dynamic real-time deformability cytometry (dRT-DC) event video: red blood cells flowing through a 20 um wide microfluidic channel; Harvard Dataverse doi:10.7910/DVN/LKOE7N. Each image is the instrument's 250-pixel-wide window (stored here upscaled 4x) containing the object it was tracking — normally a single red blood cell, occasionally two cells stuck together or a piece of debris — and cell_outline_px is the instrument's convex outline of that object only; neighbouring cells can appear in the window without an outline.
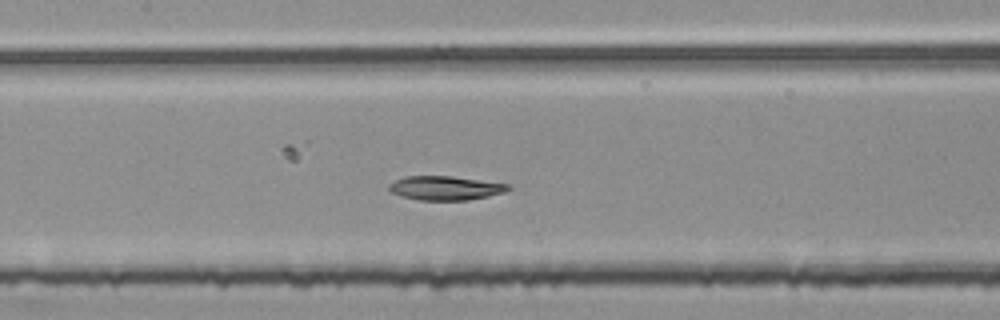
{"species": "common noctule bat (a hibernating species)", "species_latin": "Nyctalus noctula", "temperature_condition": "room temperature", "stored_images_in_passage": 49, "segment_of_instrument_passage": [2, 2], "camera_frame_rate_fps": 3000, "um_per_image_px": 0.085, "animal": {"sex": "female", "body_mass_g": 25.1}, "frame": {"image": 1, "passage_image": 21, "time_ms": 6.667, "image_size_px": [1000, 320], "cell_outline_px": [[512, 188], [504, 192], [488, 196], [468, 200], [420, 200], [400, 196], [392, 192], [388, 188], [388, 184], [404, 176], [452, 176], [508, 184]], "centroid_in_image_um": [37.83, 15.98], "position_along_channel_um": 169.6, "area_um2": 16.65}}
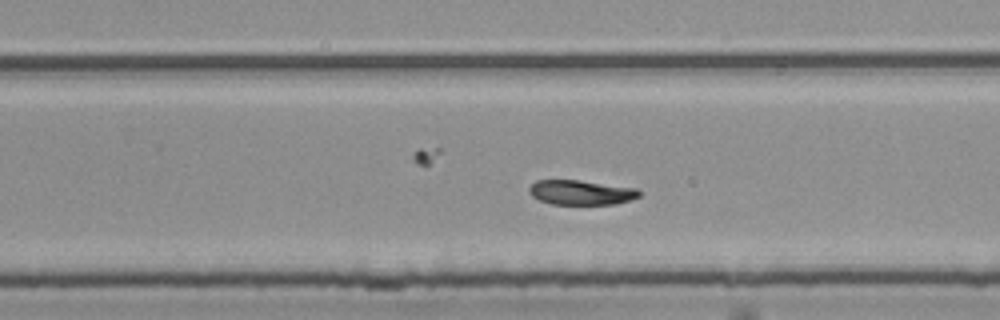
{"frame": {"image": 2, "passage_image": 30, "time_ms": 9.667, "image_size_px": [1000, 320], "cell_outline_px": [[640, 196], [616, 204], [552, 204], [540, 200], [532, 196], [528, 192], [528, 188], [536, 180], [580, 180], [636, 188], [640, 192]], "centroid_in_image_um": [49.36, 16.35], "position_along_channel_um": 280.4, "area_um2": 15.78}}
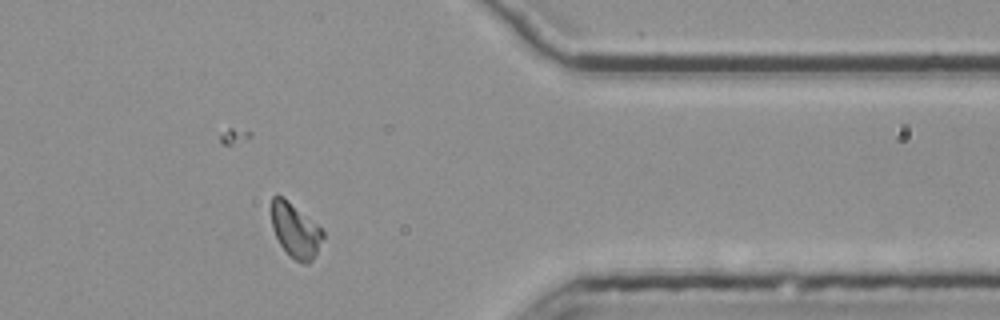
{"frame": {"image": 3, "passage_image": 40, "time_ms": 13.0, "image_size_px": [1000, 320], "cell_outline_px": [[324, 236], [312, 260], [308, 264], [304, 264], [288, 256], [280, 244], [272, 228], [272, 196], [276, 192], [316, 224], [324, 232]], "centroid_in_image_um": [25.08, 19.62], "position_along_channel_um": 386.3, "area_um2": 15.95}}